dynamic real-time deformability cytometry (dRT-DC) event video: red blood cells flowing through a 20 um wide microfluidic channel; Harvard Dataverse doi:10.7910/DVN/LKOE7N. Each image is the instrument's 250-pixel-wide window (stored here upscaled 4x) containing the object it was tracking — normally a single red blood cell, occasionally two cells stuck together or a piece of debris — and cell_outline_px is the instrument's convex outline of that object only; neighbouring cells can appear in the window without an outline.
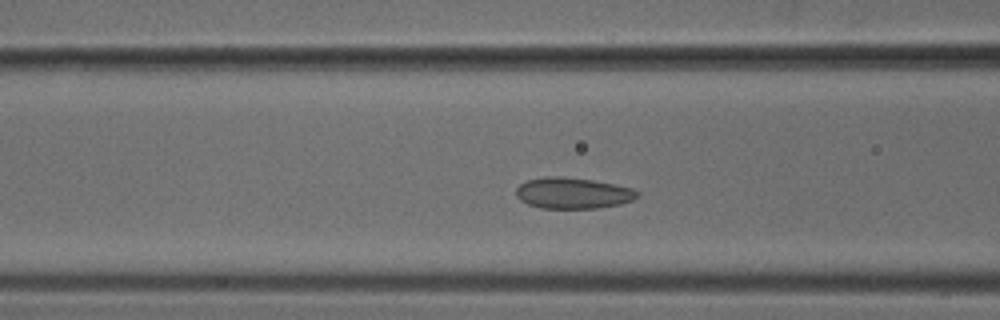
{"species": "common noctule bat (a hibernating species)", "species_latin": "Nyctalus noctula", "temperature_condition": "cold", "stored_images_in_passage": 40, "camera_frame_rate_fps": 3000, "um_per_image_px": 0.085, "animal": {"sex": "male", "body_mass_g": 18.8}, "frame": {"image": 1, "passage_image": 13, "time_ms": 4.0, "image_size_px": [1000, 320], "cell_outline_px": [[640, 196], [632, 200], [620, 204], [596, 208], [540, 208], [528, 204], [520, 200], [516, 196], [516, 188], [520, 184], [528, 180], [548, 176], [560, 176], [592, 180], [616, 184], [632, 188], [640, 192]], "centroid_in_image_um": [48.71, 16.41], "position_along_channel_um": 117.9, "area_um2": 22.02}}
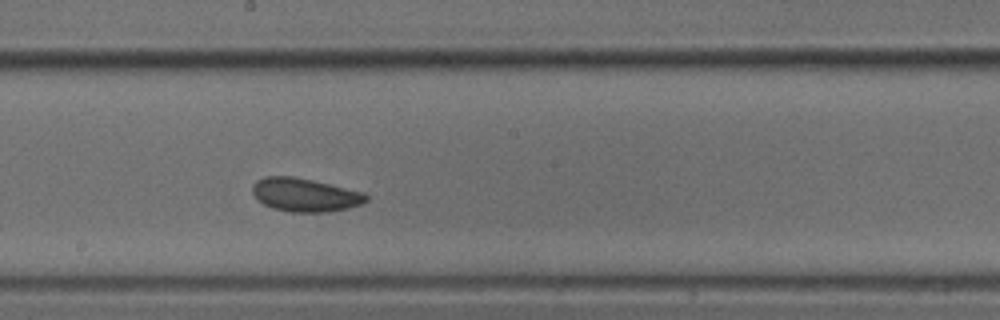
{"frame": {"image": 2, "passage_image": 21, "time_ms": 6.667, "image_size_px": [1000, 320], "cell_outline_px": [[368, 200], [360, 204], [348, 208], [328, 212], [292, 212], [272, 208], [256, 200], [252, 192], [252, 184], [256, 180], [264, 176], [292, 176], [312, 180], [364, 192], [368, 196]], "centroid_in_image_um": [25.89, 16.56], "position_along_channel_um": 222.3, "area_um2": 22.25}}
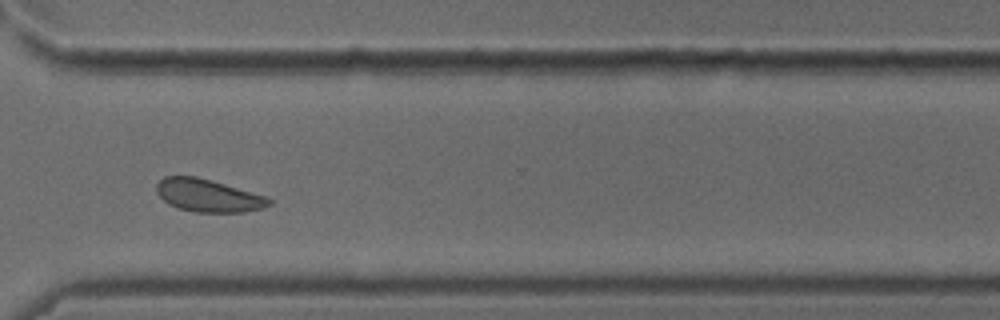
{"frame": {"image": 3, "passage_image": 31, "time_ms": 10.0, "image_size_px": [1000, 320], "cell_outline_px": [[272, 204], [264, 208], [244, 212], [196, 212], [180, 208], [168, 204], [156, 192], [156, 184], [164, 176], [196, 176], [212, 180], [268, 196], [272, 200]], "centroid_in_image_um": [17.73, 16.61], "position_along_channel_um": 352.9, "area_um2": 21.62}}